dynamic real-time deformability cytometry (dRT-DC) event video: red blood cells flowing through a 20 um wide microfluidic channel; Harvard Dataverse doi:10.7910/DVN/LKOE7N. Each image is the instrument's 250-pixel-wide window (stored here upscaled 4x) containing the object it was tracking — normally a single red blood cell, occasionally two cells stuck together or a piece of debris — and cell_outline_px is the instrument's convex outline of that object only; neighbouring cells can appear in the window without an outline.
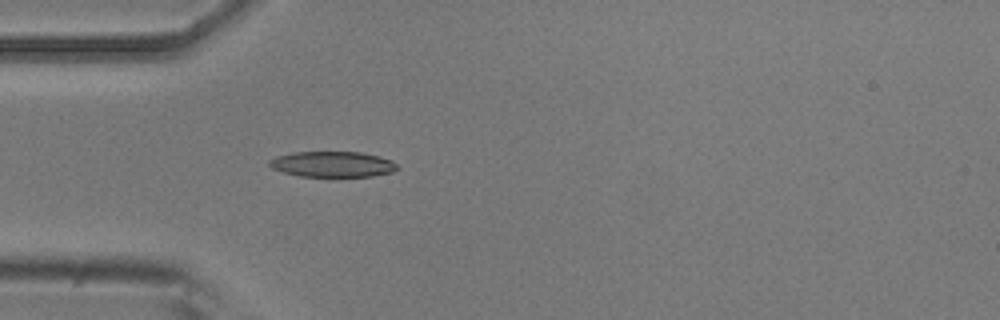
{"species": "common noctule bat (a hibernating species)", "species_latin": "Nyctalus noctula", "temperature_condition": "room temperature", "stored_images_in_passage": 4, "camera_frame_rate_fps": 3000, "um_per_image_px": 0.085, "animal": {"sex": "male", "body_mass_g": 20.5, "forearm_length_mm": 52.5}, "frame": {"image": 1, "passage_image": 4, "time_ms": 1.0, "image_size_px": [1000, 320], "cell_outline_px": [[400, 168], [392, 172], [372, 176], [300, 176], [284, 172], [272, 168], [268, 164], [268, 160], [276, 156], [292, 152], [360, 152], [380, 156], [392, 160]], "centroid_in_image_um": [28.27, 13.95], "position_along_channel_um": 56.7, "area_um2": 19.13}}